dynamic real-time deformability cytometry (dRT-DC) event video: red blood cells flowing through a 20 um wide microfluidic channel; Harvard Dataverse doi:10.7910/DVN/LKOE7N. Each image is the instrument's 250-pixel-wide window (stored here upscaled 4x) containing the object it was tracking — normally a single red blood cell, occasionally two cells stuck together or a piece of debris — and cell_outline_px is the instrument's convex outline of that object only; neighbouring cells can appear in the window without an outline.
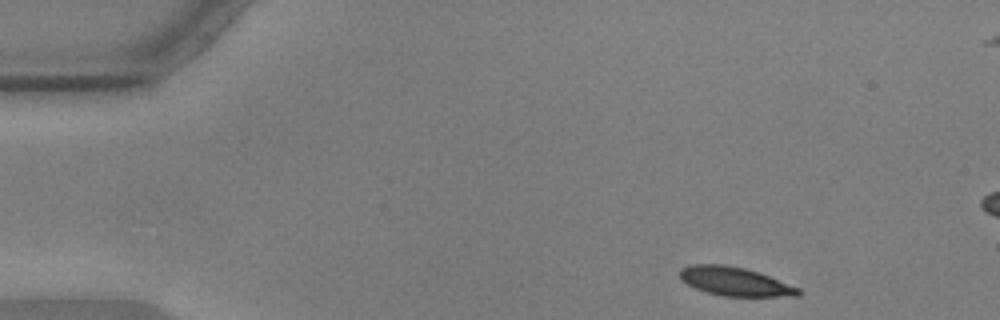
{"species": "common noctule bat (a hibernating species)", "species_latin": "Nyctalus noctula", "temperature_condition": "warm", "stored_images_in_passage": 51, "segment_of_instrument_passage": [1, 2], "camera_frame_rate_fps": 3000, "um_per_image_px": 0.085, "animal": {"sex": "male", "body_mass_g": 17.9, "forearm_length_mm": 54.2}, "frame": {"image": 1, "passage_image": 1, "time_ms": 0.0, "image_size_px": [1000, 320], "cell_outline_px": [[800, 296], [724, 296], [708, 292], [696, 288], [680, 280], [680, 268], [692, 264], [724, 264], [744, 268], [768, 276], [800, 288]], "centroid_in_image_um": [62.44, 23.92], "position_along_channel_um": 22.6, "area_um2": 19.59}}
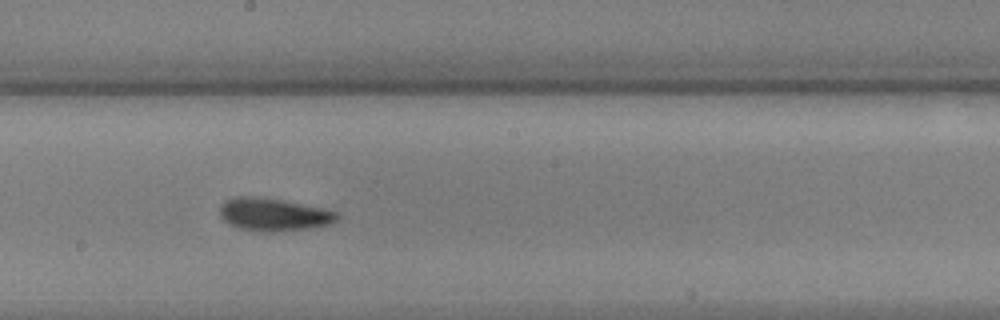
{"frame": {"image": 2, "passage_image": 25, "time_ms": 8.0, "image_size_px": [1000, 320], "cell_outline_px": [[336, 220], [328, 224], [312, 228], [272, 232], [260, 232], [240, 228], [228, 224], [220, 216], [220, 204], [224, 200], [236, 196], [252, 196], [284, 200], [320, 208], [336, 212]], "centroid_in_image_um": [23.17, 18.23], "position_along_channel_um": 225.0, "area_um2": 22.31}}
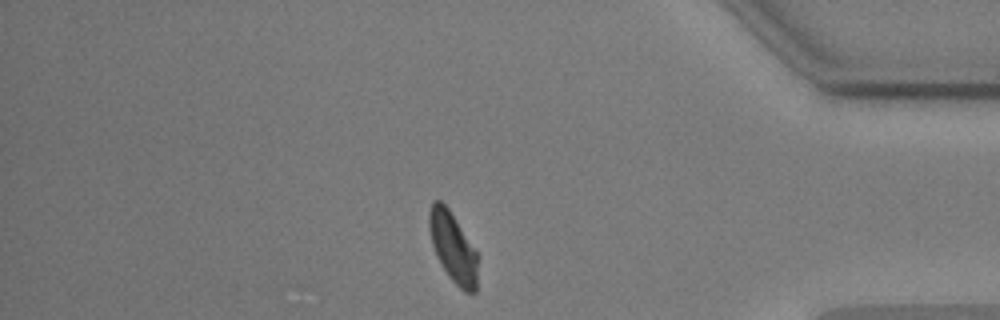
{"frame": {"image": 3, "passage_image": 42, "time_ms": 13.667, "image_size_px": [1000, 320], "cell_outline_px": [[480, 256], [476, 292], [464, 292], [448, 276], [436, 256], [432, 244], [428, 228], [428, 212], [432, 200], [440, 200], [448, 208]], "centroid_in_image_um": [38.52, 21.04], "position_along_channel_um": 396.7, "area_um2": 20.23}}